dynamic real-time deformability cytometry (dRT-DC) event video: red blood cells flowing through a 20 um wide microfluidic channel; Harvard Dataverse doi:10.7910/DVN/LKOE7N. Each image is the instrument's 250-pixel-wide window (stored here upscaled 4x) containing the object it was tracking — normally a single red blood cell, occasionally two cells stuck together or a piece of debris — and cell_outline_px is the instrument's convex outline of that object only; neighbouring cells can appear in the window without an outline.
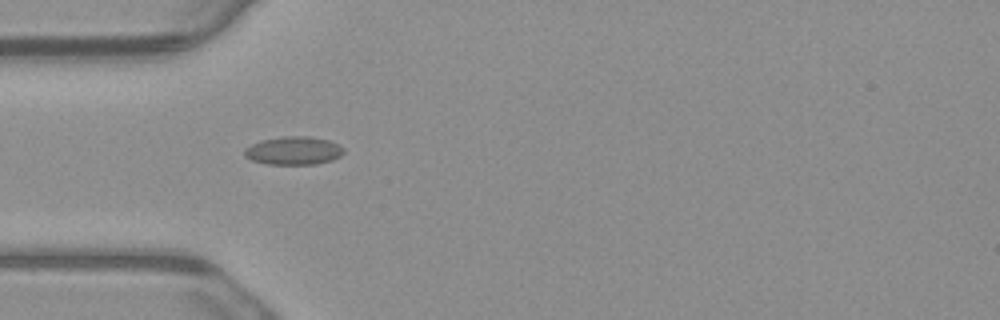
{"species": "common noctule bat (a hibernating species)", "species_latin": "Nyctalus noctula", "temperature_condition": "warm", "stored_images_in_passage": 3, "camera_frame_rate_fps": 3000, "um_per_image_px": 0.085, "animal": {"sex": "male", "body_mass_g": 23.1, "forearm_length_mm": 52.7}, "frame": {"image": 1, "passage_image": 3, "time_ms": 0.667, "image_size_px": [1000, 320], "cell_outline_px": [[344, 152], [340, 156], [332, 160], [316, 164], [268, 164], [252, 160], [244, 156], [244, 148], [260, 140], [280, 136], [308, 136], [328, 140], [344, 148]], "centroid_in_image_um": [24.93, 12.8], "position_along_channel_um": 60.1, "area_um2": 16.36}}